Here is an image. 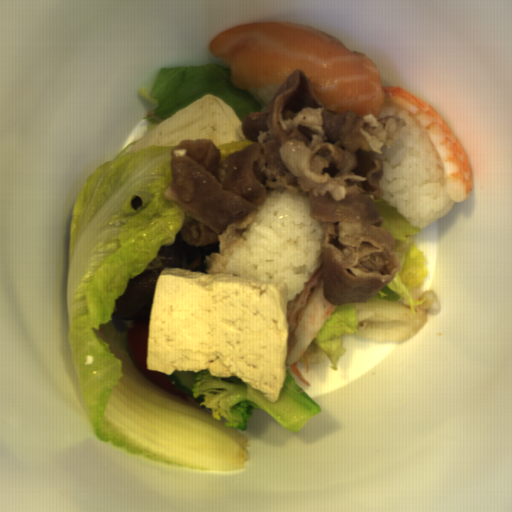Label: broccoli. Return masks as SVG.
I'll return each mask as SVG.
<instances>
[{
  "instance_id": "1706d50b",
  "label": "broccoli",
  "mask_w": 512,
  "mask_h": 512,
  "mask_svg": "<svg viewBox=\"0 0 512 512\" xmlns=\"http://www.w3.org/2000/svg\"><path fill=\"white\" fill-rule=\"evenodd\" d=\"M191 389L199 405L210 408L214 419L225 418V425L246 430L254 410L273 416L284 430L298 432L321 413L320 405L301 389L286 370L282 390L277 399L269 401L258 389L251 388L237 376H212L207 369L197 371Z\"/></svg>"
}]
</instances>
